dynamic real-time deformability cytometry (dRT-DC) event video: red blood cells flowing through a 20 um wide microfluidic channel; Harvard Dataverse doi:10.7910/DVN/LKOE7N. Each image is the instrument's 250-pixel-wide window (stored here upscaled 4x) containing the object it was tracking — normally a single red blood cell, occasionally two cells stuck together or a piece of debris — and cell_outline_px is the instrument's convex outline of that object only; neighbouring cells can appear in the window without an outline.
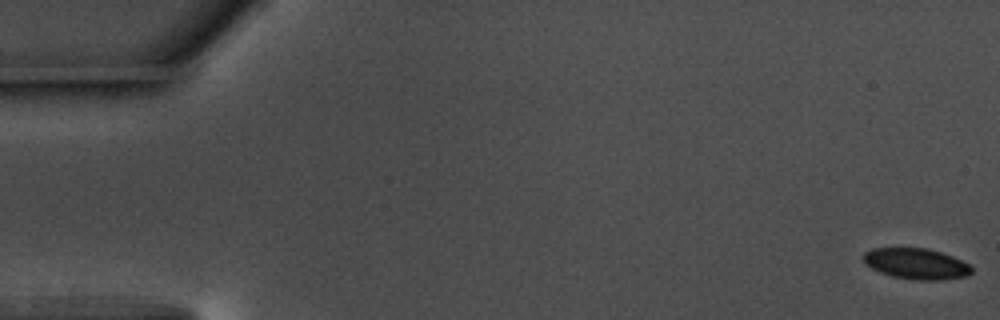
{"species": "common noctule bat (a hibernating species)", "species_latin": "Nyctalus noctula", "temperature_condition": "warm", "stored_images_in_passage": 11, "camera_frame_rate_fps": 3000, "um_per_image_px": 0.085, "animal": {"sex": "male", "body_mass_g": 17.5, "forearm_length_mm": 52.3}, "frame": {"image": 1, "passage_image": 1, "time_ms": 0.0, "image_size_px": [1000, 320], "cell_outline_px": [[972, 272], [968, 276], [940, 280], [916, 280], [892, 276], [880, 272], [864, 264], [860, 256], [864, 252], [872, 248], [928, 248], [952, 256], [968, 264], [972, 268]], "centroid_in_image_um": [77.83, 22.41], "position_along_channel_um": 7.2, "area_um2": 19.59}}